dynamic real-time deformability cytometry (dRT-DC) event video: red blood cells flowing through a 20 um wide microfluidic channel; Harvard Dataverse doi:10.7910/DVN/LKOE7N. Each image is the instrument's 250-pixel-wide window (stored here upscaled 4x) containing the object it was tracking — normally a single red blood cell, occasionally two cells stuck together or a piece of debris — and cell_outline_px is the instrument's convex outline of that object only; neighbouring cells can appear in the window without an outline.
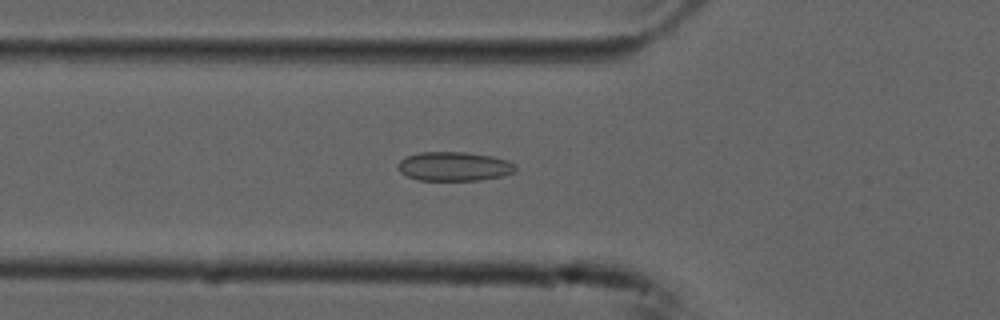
{"species": "common noctule bat (a hibernating species)", "species_latin": "Nyctalus noctula", "temperature_condition": "cold", "stored_images_in_passage": 47, "camera_frame_rate_fps": 3000, "um_per_image_px": 0.085, "animal": {"sex": "male", "forearm_length_mm": 52.5}, "frame": {"image": 1, "passage_image": 15, "time_ms": 4.667, "image_size_px": [1000, 320], "cell_outline_px": [[516, 172], [500, 176], [480, 180], [416, 180], [400, 172], [396, 164], [400, 160], [408, 156], [420, 152], [464, 152], [492, 156], [508, 160], [516, 164]], "centroid_in_image_um": [38.61, 14.14], "position_along_channel_um": 87.2, "area_um2": 20.0}}
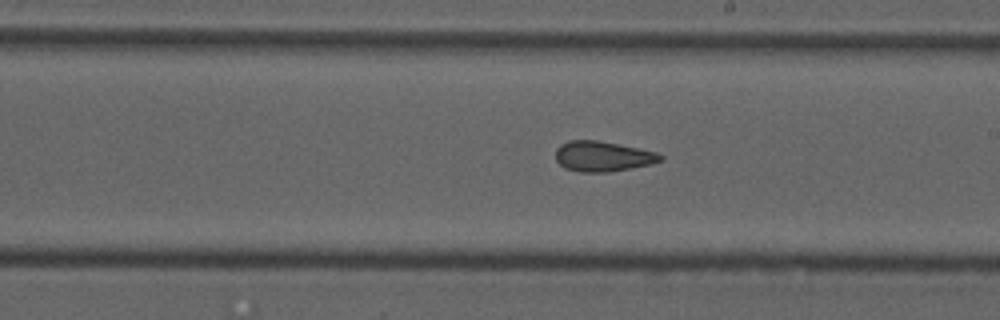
{"frame": {"image": 2, "passage_image": 27, "time_ms": 8.667, "image_size_px": [1000, 320], "cell_outline_px": [[664, 160], [652, 164], [632, 168], [608, 172], [580, 172], [564, 168], [556, 160], [556, 148], [560, 144], [568, 140], [596, 140], [656, 152], [664, 156]], "centroid_in_image_um": [51.22, 13.3], "position_along_channel_um": 237.8, "area_um2": 18.5}}
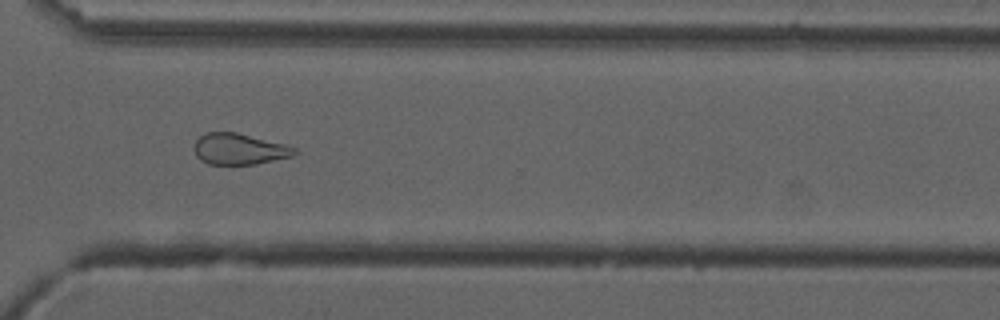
{"frame": {"image": 3, "passage_image": 36, "time_ms": 11.667, "image_size_px": [1000, 320], "cell_outline_px": [[300, 152], [292, 156], [256, 164], [208, 164], [200, 160], [196, 156], [192, 148], [196, 140], [204, 132], [236, 132], [284, 144], [296, 148]], "centroid_in_image_um": [20.3, 12.67], "position_along_channel_um": 350.3, "area_um2": 18.32}}